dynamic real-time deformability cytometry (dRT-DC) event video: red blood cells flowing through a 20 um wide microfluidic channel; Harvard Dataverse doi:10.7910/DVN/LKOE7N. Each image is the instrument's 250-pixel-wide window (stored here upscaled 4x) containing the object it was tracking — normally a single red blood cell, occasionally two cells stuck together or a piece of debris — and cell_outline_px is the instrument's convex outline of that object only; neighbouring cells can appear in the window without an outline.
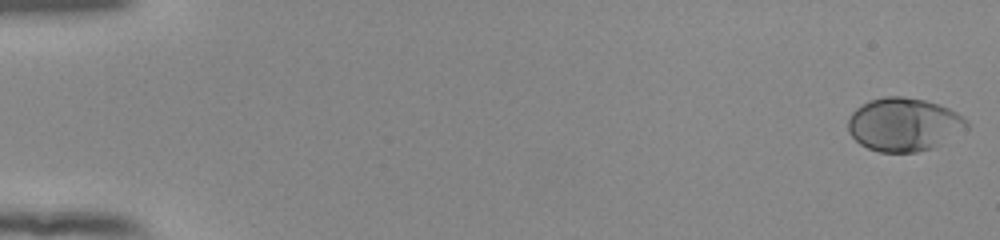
{"species": "human", "species_latin": "Homo sapiens", "temperature_condition": "room temperature", "stored_images_in_passage": 54, "camera_frame_rate_fps": 3000, "um_per_image_px": 0.085, "donor": {"sex": "female"}, "frame": {"image": 1, "passage_image": 1, "time_ms": 0.0, "image_size_px": [1000, 240], "cell_outline_px": [[968, 128], [932, 148], [916, 152], [880, 152], [868, 148], [860, 144], [848, 132], [848, 120], [852, 112], [856, 108], [868, 100], [884, 96], [900, 96], [924, 100], [948, 108], [964, 116], [968, 120]], "centroid_in_image_um": [76.81, 10.57], "position_along_channel_um": 8.2, "area_um2": 36.82}}
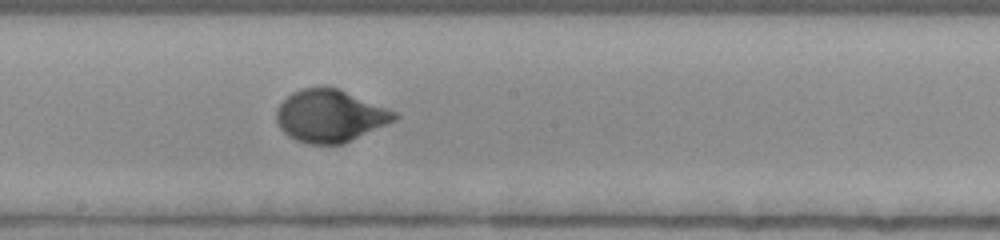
{"frame": {"image": 2, "passage_image": 31, "time_ms": 10.0, "image_size_px": [1000, 240], "cell_outline_px": [[400, 116], [396, 120], [344, 144], [308, 144], [296, 140], [288, 136], [280, 128], [276, 120], [276, 108], [292, 92], [300, 88], [336, 88], [396, 112]], "centroid_in_image_um": [28.03, 9.88], "position_along_channel_um": 220.2, "area_um2": 35.66}}
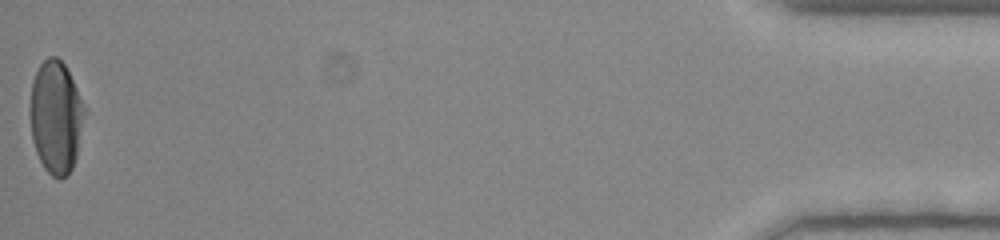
{"frame": {"image": 3, "passage_image": 54, "time_ms": 17.667, "image_size_px": [1000, 240], "cell_outline_px": [[88, 112], [76, 156], [72, 168], [60, 180], [52, 176], [44, 168], [36, 152], [32, 140], [32, 80], [40, 64], [48, 56], [56, 56], [64, 64], [88, 108]], "centroid_in_image_um": [4.82, 9.94], "position_along_channel_um": 430.4, "area_um2": 35.84}, "authors_computed_cell_mechanics": {"area_um2": 35.3447, "velocity_mm_per_s": 3.8924, "shape_relaxation_time_tau1_ms": 2.9529, "shape_relaxation_time_tau2_ms": null, "deformation_change_tau1": 0.1871, "deformation_change_tau2": null}}